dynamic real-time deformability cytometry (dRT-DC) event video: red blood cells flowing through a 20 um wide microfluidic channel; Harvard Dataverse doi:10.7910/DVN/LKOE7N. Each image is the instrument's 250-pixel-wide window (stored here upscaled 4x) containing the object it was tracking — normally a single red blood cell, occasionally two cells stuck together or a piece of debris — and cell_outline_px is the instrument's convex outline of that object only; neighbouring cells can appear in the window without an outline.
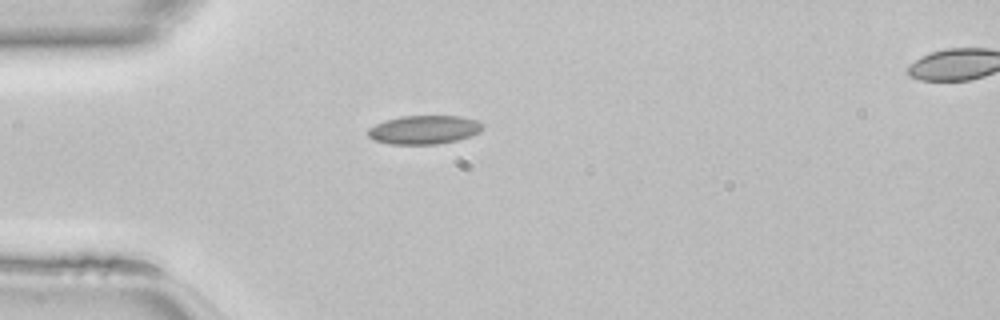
{"species": "common noctule bat (a hibernating species)", "species_latin": "Nyctalus noctula", "temperature_condition": "room temperature", "stored_images_in_passage": 35, "camera_frame_rate_fps": 3000, "um_per_image_px": 0.085, "animal": {"sex": "female", "body_mass_g": 22.7, "forearm_length_mm": 54.2}, "frame": {"image": 1, "passage_image": 1, "time_ms": 0.0, "image_size_px": [1000, 320], "cell_outline_px": [[484, 128], [480, 132], [456, 140], [436, 144], [388, 144], [372, 140], [368, 136], [368, 128], [384, 120], [400, 116], [460, 116], [476, 120], [484, 124]], "centroid_in_image_um": [36.02, 11.02], "position_along_channel_um": 49.0, "area_um2": 19.25}}
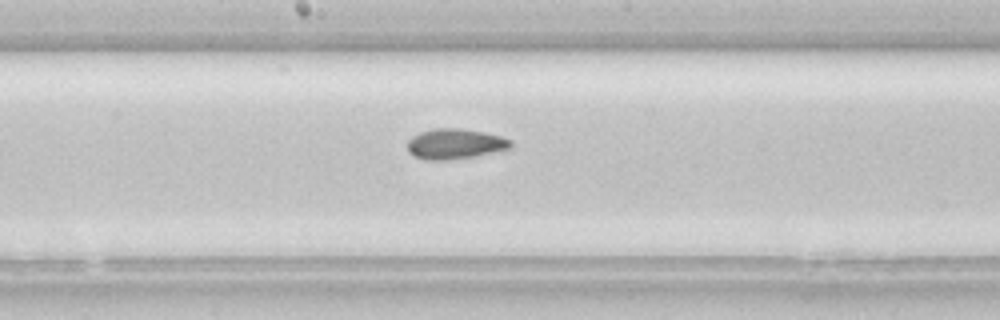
{"frame": {"image": 2, "passage_image": 13, "time_ms": 4.0, "image_size_px": [1000, 320], "cell_outline_px": [[512, 148], [476, 156], [448, 160], [424, 160], [412, 156], [408, 152], [408, 140], [412, 136], [420, 132], [432, 128], [460, 128], [484, 132], [500, 136], [512, 140]], "centroid_in_image_um": [38.66, 12.23], "position_along_channel_um": 209.5, "area_um2": 18.5}}
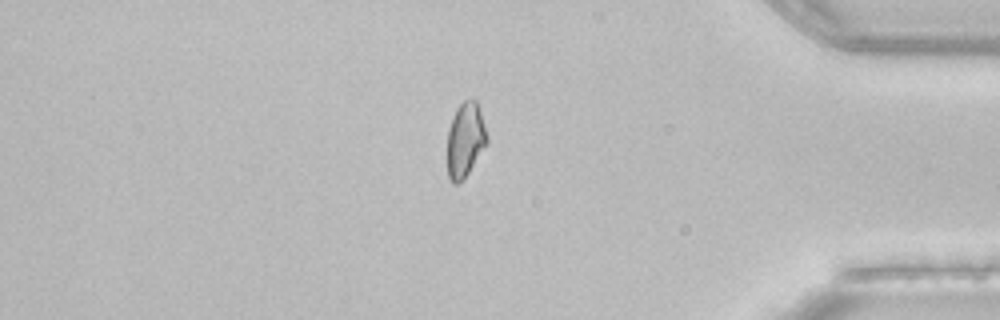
{"frame": {"image": 3, "passage_image": 28, "time_ms": 9.0, "image_size_px": [1000, 320], "cell_outline_px": [[488, 144], [468, 172], [456, 184], [452, 184], [448, 176], [448, 128], [452, 116], [456, 108], [464, 100], [476, 100], [488, 136]], "centroid_in_image_um": [39.55, 11.87], "position_along_channel_um": 395.7, "area_um2": 17.11}}